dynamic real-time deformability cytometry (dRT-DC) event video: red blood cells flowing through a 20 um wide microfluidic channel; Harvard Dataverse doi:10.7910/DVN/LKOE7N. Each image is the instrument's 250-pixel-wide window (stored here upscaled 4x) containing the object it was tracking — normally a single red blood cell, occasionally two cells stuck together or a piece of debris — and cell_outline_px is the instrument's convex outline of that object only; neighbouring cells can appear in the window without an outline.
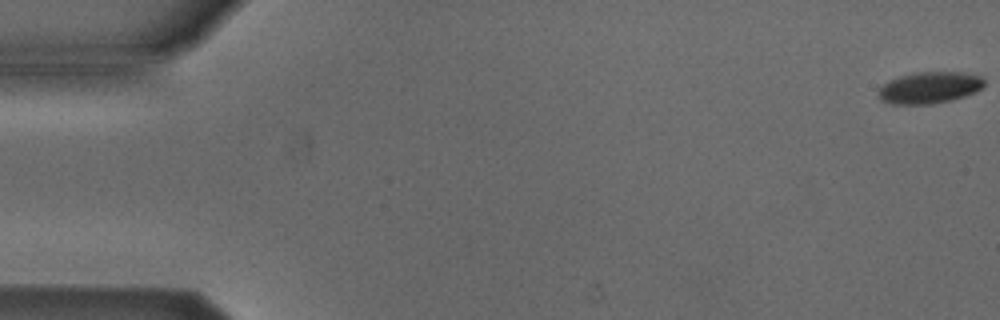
{"species": "Egyptian fruit bat (a non-hibernating species)", "species_latin": "Rousettus aegyptiacus", "temperature_condition": "cold", "stored_images_in_passage": 54, "camera_frame_rate_fps": 3000, "um_per_image_px": 0.085, "animal": {"sex": "male"}, "frame": {"image": 1, "passage_image": 1, "time_ms": 0.0, "image_size_px": [1000, 320], "cell_outline_px": [[984, 84], [976, 92], [952, 100], [932, 104], [892, 104], [880, 100], [880, 88], [888, 80], [900, 76], [916, 72], [960, 72], [980, 76], [984, 80]], "centroid_in_image_um": [79.01, 7.45], "position_along_channel_um": 6.0, "area_um2": 19.36}}
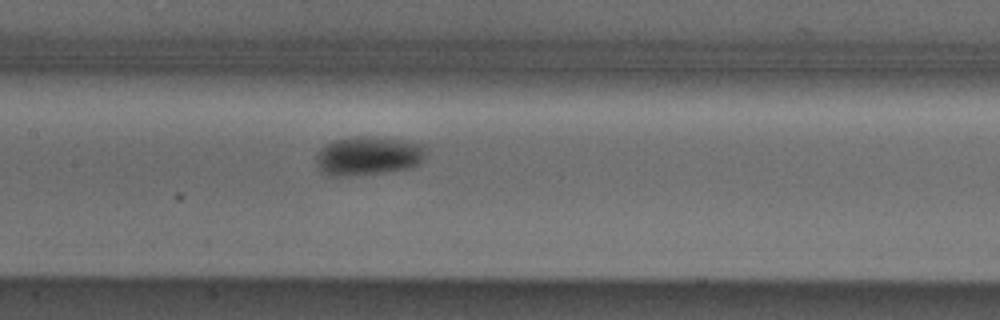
{"frame": {"image": 2, "passage_image": 26, "time_ms": 8.333, "image_size_px": [1000, 320], "cell_outline_px": [[428, 144], [424, 156], [420, 164], [408, 168], [380, 172], [348, 176], [328, 176], [320, 172], [316, 164], [316, 156], [320, 148], [324, 144], [332, 140], [356, 136], [372, 136]], "centroid_in_image_um": [31.27, 13.23], "position_along_channel_um": 176.1, "area_um2": 25.2}}
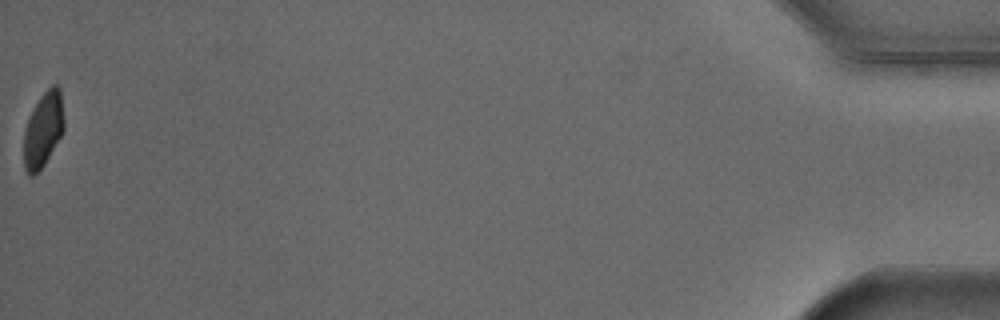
{"frame": {"image": 3, "passage_image": 54, "time_ms": 17.667, "image_size_px": [1000, 320], "cell_outline_px": [[64, 132], [44, 164], [32, 176], [28, 176], [24, 168], [24, 128], [32, 108], [40, 96], [52, 84], [56, 84], [60, 88], [64, 120]], "centroid_in_image_um": [3.67, 10.99], "position_along_channel_um": 431.5, "area_um2": 17.74}, "authors_computed_cell_mechanics": {"area_um2": 21.8484, "velocity_mm_per_s": 3.8624, "shape_relaxation_time_tau1_ms": 2.7556, "shape_relaxation_time_tau2_ms": null, "deformation_change_tau1": 0.0823, "deformation_change_tau2": null}}